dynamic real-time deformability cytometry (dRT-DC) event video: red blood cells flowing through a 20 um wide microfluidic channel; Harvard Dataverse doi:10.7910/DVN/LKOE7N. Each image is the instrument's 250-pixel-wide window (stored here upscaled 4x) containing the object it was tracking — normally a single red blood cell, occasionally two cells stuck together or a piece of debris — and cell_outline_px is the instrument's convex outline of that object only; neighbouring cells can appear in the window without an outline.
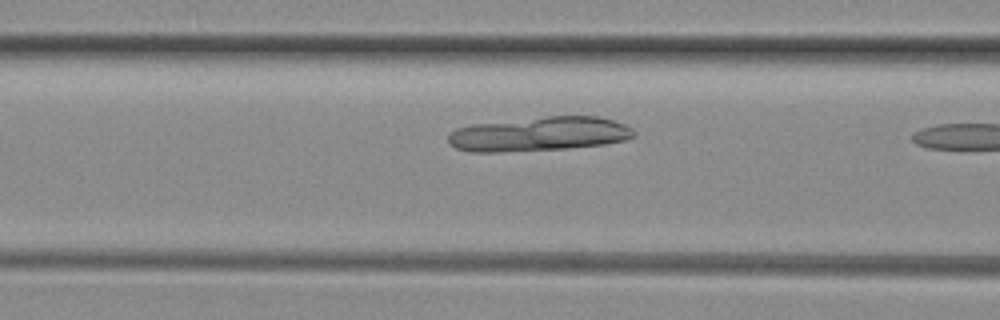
{"species": "common noctule bat (a hibernating species)", "species_latin": "Nyctalus noctula", "temperature_condition": "room temperature", "stored_images_in_passage": 7, "segment_of_instrument_passage": [2, 2], "camera_frame_rate_fps": 3000, "um_per_image_px": 0.085, "animal": {"sex": "female", "body_mass_g": 29.2, "forearm_length_mm": 56.3}, "frame": {"image": 1, "passage_image": 7, "time_ms": 2.0, "image_size_px": [1000, 320], "cell_outline_px": [[636, 136], [628, 140], [604, 144], [568, 148], [496, 152], [472, 152], [456, 148], [448, 144], [448, 132], [456, 128], [472, 124], [544, 116], [600, 116], [624, 124], [632, 128], [636, 132]], "centroid_in_image_um": [45.83, 11.38], "position_along_channel_um": 120.8, "area_um2": 37.45}}